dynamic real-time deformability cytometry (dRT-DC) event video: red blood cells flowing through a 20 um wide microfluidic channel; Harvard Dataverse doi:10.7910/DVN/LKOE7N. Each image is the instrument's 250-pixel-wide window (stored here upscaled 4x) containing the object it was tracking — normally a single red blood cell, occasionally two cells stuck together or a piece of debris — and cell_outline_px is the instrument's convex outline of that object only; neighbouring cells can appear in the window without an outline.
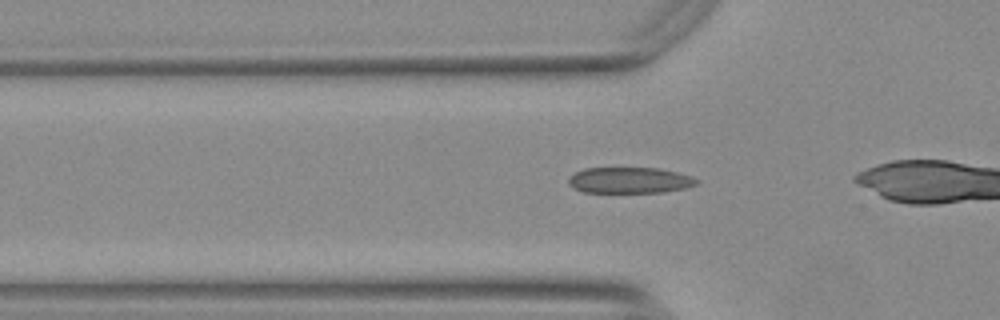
{"species": "Egyptian fruit bat (a non-hibernating species)", "species_latin": "Rousettus aegyptiacus", "temperature_condition": "warm", "stored_images_in_passage": 24, "camera_frame_rate_fps": 3000, "um_per_image_px": 0.085, "animal": {"sex": "female"}, "frame": {"image": 1, "passage_image": 8, "time_ms": 2.333, "image_size_px": [1000, 320], "cell_outline_px": [[700, 184], [684, 188], [660, 192], [584, 192], [568, 184], [568, 176], [584, 168], [660, 168], [692, 176], [700, 180]], "centroid_in_image_um": [53.54, 15.31], "position_along_channel_um": 72.3, "area_um2": 19.42}}